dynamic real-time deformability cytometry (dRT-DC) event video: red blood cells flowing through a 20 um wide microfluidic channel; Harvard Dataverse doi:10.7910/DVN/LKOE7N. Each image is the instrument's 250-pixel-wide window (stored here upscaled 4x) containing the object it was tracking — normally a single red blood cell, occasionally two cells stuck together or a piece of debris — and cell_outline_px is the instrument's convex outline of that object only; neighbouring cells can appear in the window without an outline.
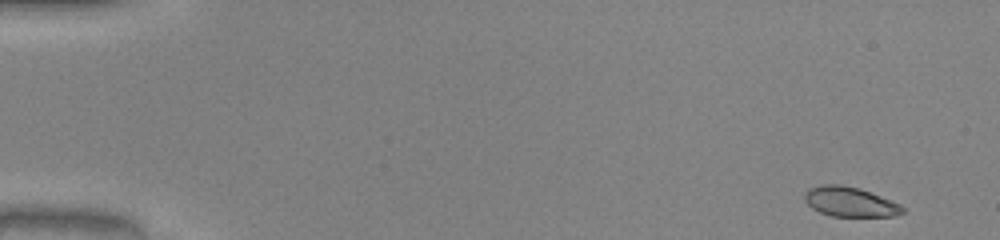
{"species": "common noctule bat (a hibernating species)", "species_latin": "Nyctalus noctula", "temperature_condition": "warm", "stored_images_in_passage": 49, "camera_frame_rate_fps": 3000, "um_per_image_px": 0.085, "animal": {"sex": "male", "body_mass_g": 20.0, "forearm_length_mm": 53.3}, "frame": {"image": 1, "passage_image": 1, "time_ms": 0.0, "image_size_px": [1000, 240], "cell_outline_px": [[904, 212], [896, 216], [828, 216], [812, 208], [804, 200], [804, 192], [808, 188], [820, 184], [840, 184], [860, 188], [900, 204], [904, 208]], "centroid_in_image_um": [72.21, 17.14], "position_along_channel_um": 12.8, "area_um2": 17.11}}
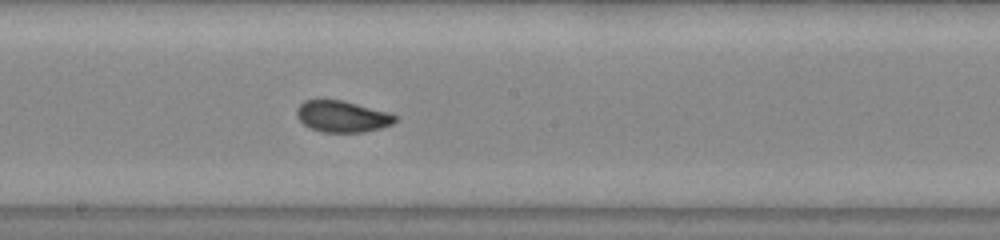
{"frame": {"image": 2, "passage_image": 27, "time_ms": 8.667, "image_size_px": [1000, 240], "cell_outline_px": [[396, 120], [392, 124], [380, 128], [364, 132], [320, 132], [304, 124], [296, 116], [296, 108], [304, 100], [340, 100], [388, 112], [396, 116]], "centroid_in_image_um": [29.06, 9.9], "position_along_channel_um": 219.1, "area_um2": 17.8}}
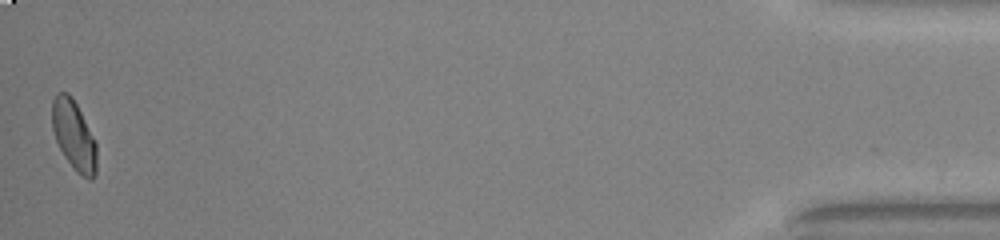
{"frame": {"image": 3, "passage_image": 49, "time_ms": 16.0, "image_size_px": [1000, 240], "cell_outline_px": [[96, 172], [92, 180], [88, 180], [76, 172], [64, 156], [56, 140], [52, 128], [52, 100], [56, 92], [68, 92], [72, 96], [96, 144]], "centroid_in_image_um": [6.26, 11.51], "position_along_channel_um": 428.9, "area_um2": 17.92}, "authors_computed_cell_mechanics": {"area_um2": 18.1492, "velocity_mm_per_s": 4.0625, "shape_relaxation_time_tau1_ms": 4.4322, "shape_relaxation_time_tau2_ms": 0.6468, "deformation_change_tau1": 0.1602, "deformation_change_tau2": 0.0527}}